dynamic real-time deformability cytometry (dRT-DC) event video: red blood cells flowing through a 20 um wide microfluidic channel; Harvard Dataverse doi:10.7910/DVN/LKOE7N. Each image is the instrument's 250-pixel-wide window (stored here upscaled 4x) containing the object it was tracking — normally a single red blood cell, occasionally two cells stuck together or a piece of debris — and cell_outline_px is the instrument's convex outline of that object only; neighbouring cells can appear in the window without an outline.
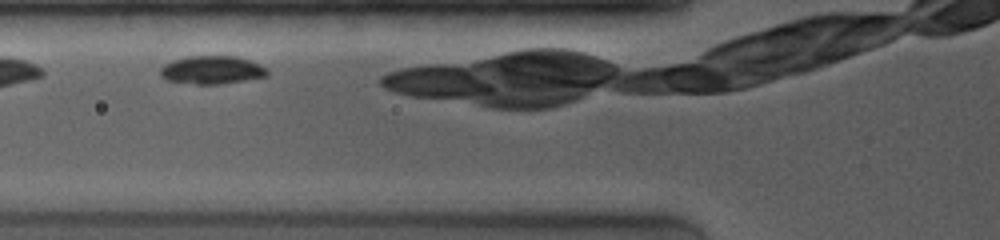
{"species": "common noctule bat (a hibernating species)", "species_latin": "Nyctalus noctula", "temperature_condition": "room temperature", "stored_images_in_passage": 6, "camera_frame_rate_fps": 4000, "um_per_image_px": 0.085, "animal": {"sex": "female", "body_mass_g": 19.0, "forearm_length_mm": 53.3}, "frame": {"image": 1, "passage_image": 3, "time_ms": 1.5, "image_size_px": [1000, 240], "cell_outline_px": [[268, 76], [220, 84], [196, 84], [164, 80], [160, 76], [160, 68], [164, 64], [172, 60], [188, 56], [236, 56], [252, 60], [268, 68]], "centroid_in_image_um": [18.01, 5.94], "position_along_channel_um": 107.8, "area_um2": 17.8}}